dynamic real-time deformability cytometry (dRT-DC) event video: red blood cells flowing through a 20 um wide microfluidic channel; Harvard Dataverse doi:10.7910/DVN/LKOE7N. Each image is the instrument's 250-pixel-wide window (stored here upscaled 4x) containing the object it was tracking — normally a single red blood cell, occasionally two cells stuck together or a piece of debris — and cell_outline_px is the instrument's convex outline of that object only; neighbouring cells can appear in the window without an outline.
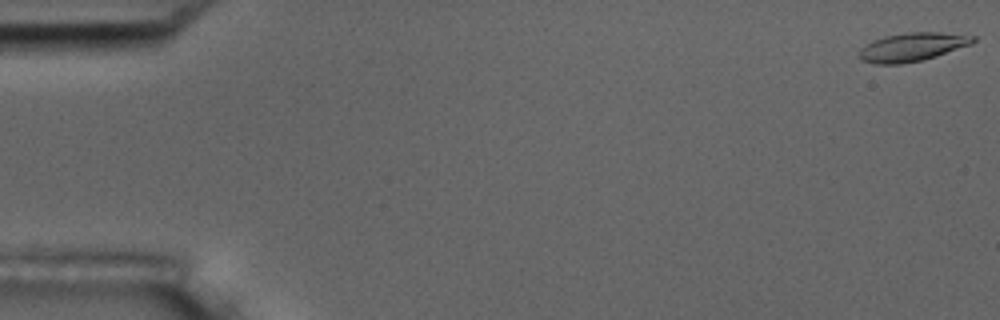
{"species": "common noctule bat (a hibernating species)", "species_latin": "Nyctalus noctula", "temperature_condition": "room temperature", "stored_images_in_passage": 14, "camera_frame_rate_fps": 3000, "um_per_image_px": 0.085, "animal": {"sex": "male", "body_mass_g": 17.5, "forearm_length_mm": 52.3}, "frame": {"image": 1, "passage_image": 1, "time_ms": 0.0, "image_size_px": [1000, 320], "cell_outline_px": [[976, 40], [972, 44], [936, 56], [920, 60], [900, 64], [876, 64], [860, 60], [860, 48], [872, 40], [884, 36], [908, 32], [940, 32], [976, 36]], "centroid_in_image_um": [77.54, 3.98], "position_along_channel_um": 7.5, "area_um2": 18.9}}